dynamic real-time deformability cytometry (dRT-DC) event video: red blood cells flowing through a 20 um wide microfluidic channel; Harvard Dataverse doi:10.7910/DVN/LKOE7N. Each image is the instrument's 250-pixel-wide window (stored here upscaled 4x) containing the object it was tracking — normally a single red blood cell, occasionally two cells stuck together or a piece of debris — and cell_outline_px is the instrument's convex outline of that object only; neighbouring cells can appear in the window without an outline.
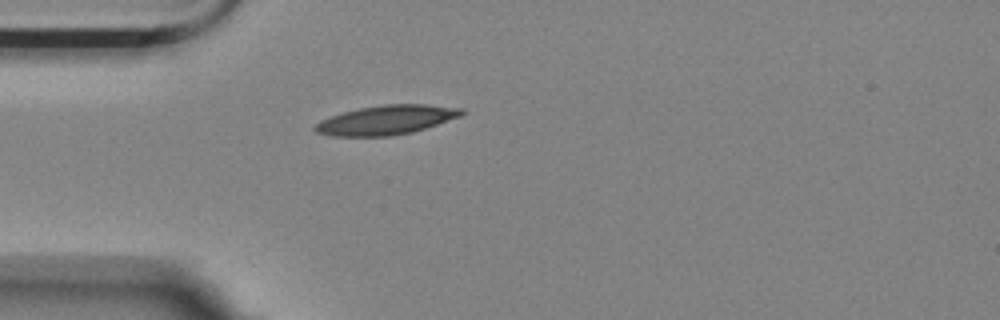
{"species": "Egyptian fruit bat (a non-hibernating species)", "species_latin": "Rousettus aegyptiacus", "temperature_condition": "room temperature", "stored_images_in_passage": 3, "camera_frame_rate_fps": 3000, "um_per_image_px": 0.085, "animal": {"sex": "female"}, "frame": {"image": 1, "passage_image": 3, "time_ms": 3.0, "image_size_px": [1000, 320], "cell_outline_px": [[468, 112], [460, 116], [412, 132], [388, 136], [332, 136], [316, 132], [312, 128], [320, 120], [344, 112], [360, 108], [384, 104], [424, 104], [464, 108]], "centroid_in_image_um": [32.85, 10.19], "position_along_channel_um": 52.2, "area_um2": 24.85}}